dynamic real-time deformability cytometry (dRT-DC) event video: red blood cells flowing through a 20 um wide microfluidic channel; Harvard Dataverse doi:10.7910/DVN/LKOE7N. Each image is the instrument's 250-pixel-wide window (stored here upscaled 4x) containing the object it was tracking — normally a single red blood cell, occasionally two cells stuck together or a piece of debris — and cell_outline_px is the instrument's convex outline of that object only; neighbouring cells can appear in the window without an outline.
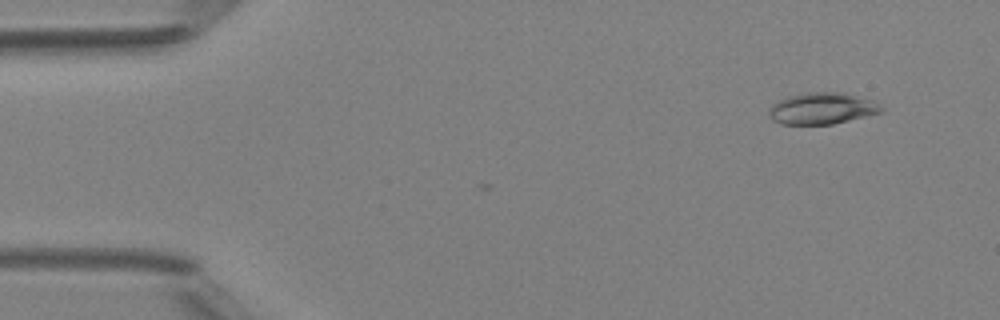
{"species": "Egyptian fruit bat (a non-hibernating species)", "species_latin": "Rousettus aegyptiacus", "temperature_condition": "room temperature", "stored_images_in_passage": 3, "camera_frame_rate_fps": 3000, "um_per_image_px": 0.085, "animal": {"sex": "female"}, "frame": {"image": 1, "passage_image": 1, "time_ms": 0.0, "image_size_px": [1000, 320], "cell_outline_px": [[884, 112], [832, 124], [780, 124], [772, 120], [768, 116], [768, 108], [772, 104], [788, 96], [808, 92], [844, 92], [868, 100], [884, 108]], "centroid_in_image_um": [69.82, 9.22], "position_along_channel_um": 15.2, "area_um2": 20.58}}